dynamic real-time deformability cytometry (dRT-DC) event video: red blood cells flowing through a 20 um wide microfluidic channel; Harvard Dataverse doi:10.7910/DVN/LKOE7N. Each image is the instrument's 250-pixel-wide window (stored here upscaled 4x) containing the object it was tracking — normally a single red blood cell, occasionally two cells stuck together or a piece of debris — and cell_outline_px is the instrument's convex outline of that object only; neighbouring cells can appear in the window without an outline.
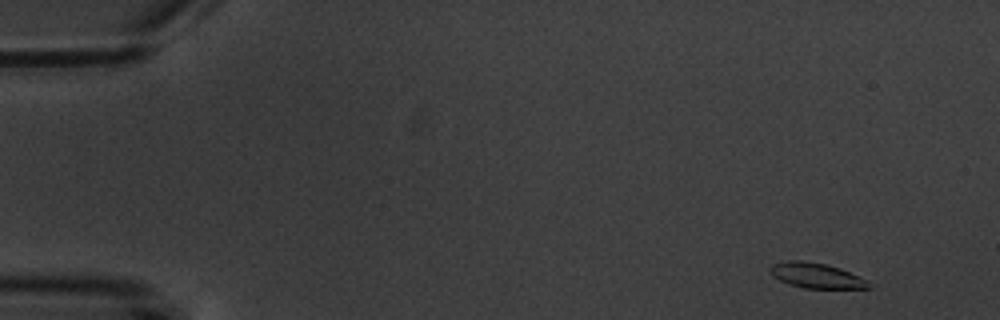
{"species": "common noctule bat (a hibernating species)", "species_latin": "Nyctalus noctula", "temperature_condition": "warm", "stored_images_in_passage": 5, "camera_frame_rate_fps": 3000, "um_per_image_px": 0.085, "animal": {"sex": "male", "body_mass_g": 20.1, "forearm_length_mm": 53.5}, "frame": {"image": 1, "passage_image": 1, "time_ms": 0.0, "image_size_px": [1000, 320], "cell_outline_px": [[872, 288], [804, 288], [788, 284], [772, 276], [768, 268], [772, 264], [788, 260], [800, 260], [824, 264], [840, 268], [868, 280]], "centroid_in_image_um": [69.36, 23.42], "position_along_channel_um": 15.6, "area_um2": 14.45}}
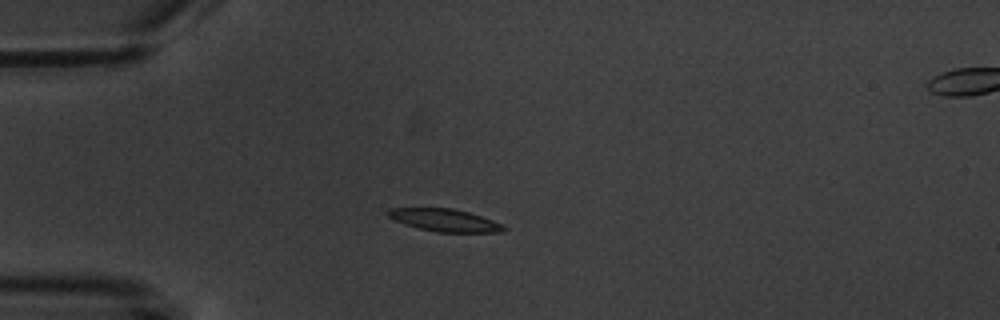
{"frame": {"image": 2, "passage_image": 4, "time_ms": 3.667, "image_size_px": [1000, 320], "cell_outline_px": [[508, 228], [504, 232], [436, 232], [404, 224], [388, 216], [388, 208], [452, 208], [468, 212], [492, 220]], "centroid_in_image_um": [37.81, 18.72], "position_along_channel_um": 47.2, "area_um2": 14.97}}